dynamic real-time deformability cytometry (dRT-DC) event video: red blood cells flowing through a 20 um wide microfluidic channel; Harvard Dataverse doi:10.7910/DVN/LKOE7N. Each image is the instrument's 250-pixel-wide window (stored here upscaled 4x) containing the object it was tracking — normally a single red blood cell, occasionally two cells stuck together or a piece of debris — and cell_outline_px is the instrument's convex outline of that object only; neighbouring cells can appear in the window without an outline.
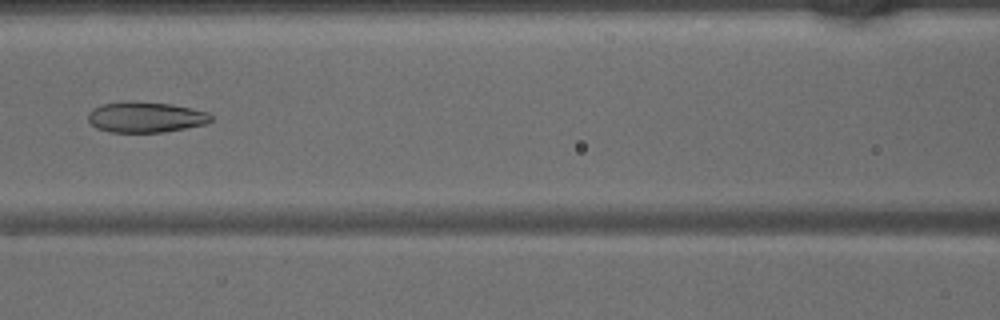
{"species": "common noctule bat (a hibernating species)", "species_latin": "Nyctalus noctula", "temperature_condition": "warm", "stored_images_in_passage": 35, "camera_frame_rate_fps": 3000, "um_per_image_px": 0.085, "animal": {"sex": "male", "body_mass_g": 15.6}, "frame": {"image": 1, "passage_image": 15, "time_ms": 4.667, "image_size_px": [1000, 320], "cell_outline_px": [[212, 120], [204, 124], [184, 128], [160, 132], [108, 132], [96, 128], [88, 120], [88, 112], [92, 108], [100, 104], [128, 100], [136, 100], [172, 104], [192, 108], [208, 112], [212, 116]], "centroid_in_image_um": [12.33, 9.93], "position_along_channel_um": 154.3, "area_um2": 22.25}}
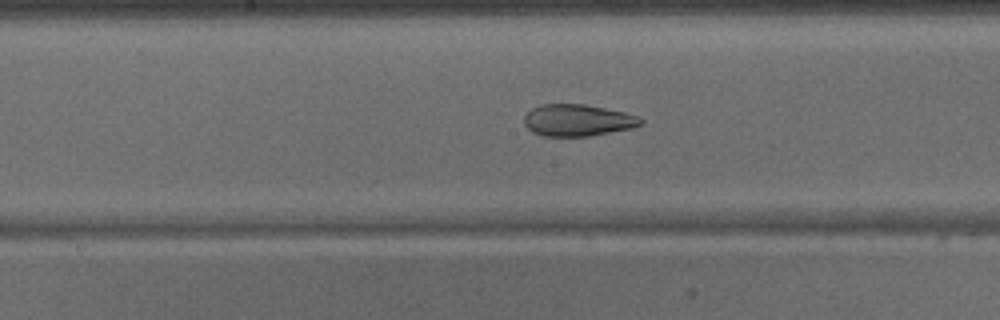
{"frame": {"image": 2, "passage_image": 18, "time_ms": 5.667, "image_size_px": [1000, 320], "cell_outline_px": [[644, 124], [632, 128], [588, 136], [544, 136], [532, 132], [524, 124], [524, 116], [532, 108], [540, 104], [584, 104], [624, 112], [640, 116], [644, 120]], "centroid_in_image_um": [49.12, 10.22], "position_along_channel_um": 199.1, "area_um2": 21.68}}
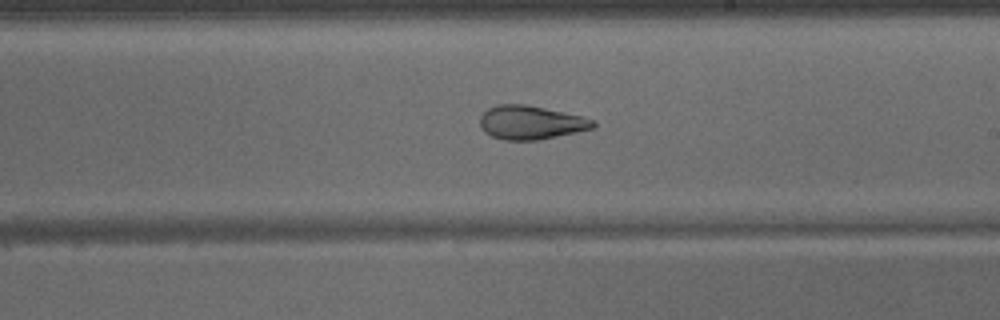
{"frame": {"image": 3, "passage_image": 21, "time_ms": 6.667, "image_size_px": [1000, 320], "cell_outline_px": [[596, 128], [536, 140], [504, 140], [492, 136], [484, 132], [480, 124], [480, 116], [488, 108], [496, 104], [524, 104], [544, 108], [580, 116], [596, 120]], "centroid_in_image_um": [45.11, 10.41], "position_along_channel_um": 243.9, "area_um2": 22.14}}